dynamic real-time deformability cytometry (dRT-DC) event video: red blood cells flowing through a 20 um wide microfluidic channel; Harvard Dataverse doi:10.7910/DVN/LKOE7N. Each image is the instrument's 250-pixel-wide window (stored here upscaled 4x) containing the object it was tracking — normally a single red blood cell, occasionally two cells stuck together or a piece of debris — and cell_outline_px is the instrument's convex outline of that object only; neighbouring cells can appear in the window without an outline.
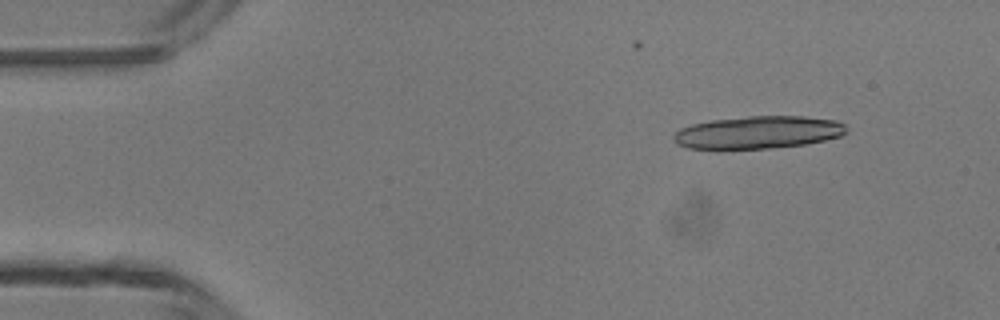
{"species": "common noctule bat (a hibernating species)", "species_latin": "Nyctalus noctula", "temperature_condition": "room temperature", "stored_images_in_passage": 5, "camera_frame_rate_fps": 3000, "um_per_image_px": 0.085, "animal": {"sex": "male", "body_mass_g": 13.3}, "frame": {"image": 1, "passage_image": 2, "time_ms": 1.333, "image_size_px": [1000, 320], "cell_outline_px": [[848, 132], [840, 136], [824, 140], [804, 144], [772, 148], [720, 152], [716, 152], [688, 148], [676, 144], [672, 140], [672, 136], [680, 128], [692, 124], [712, 120], [748, 116], [804, 116], [836, 120], [844, 124], [848, 128]], "centroid_in_image_um": [64.35, 11.29], "position_along_channel_um": 20.7, "area_um2": 34.04}}